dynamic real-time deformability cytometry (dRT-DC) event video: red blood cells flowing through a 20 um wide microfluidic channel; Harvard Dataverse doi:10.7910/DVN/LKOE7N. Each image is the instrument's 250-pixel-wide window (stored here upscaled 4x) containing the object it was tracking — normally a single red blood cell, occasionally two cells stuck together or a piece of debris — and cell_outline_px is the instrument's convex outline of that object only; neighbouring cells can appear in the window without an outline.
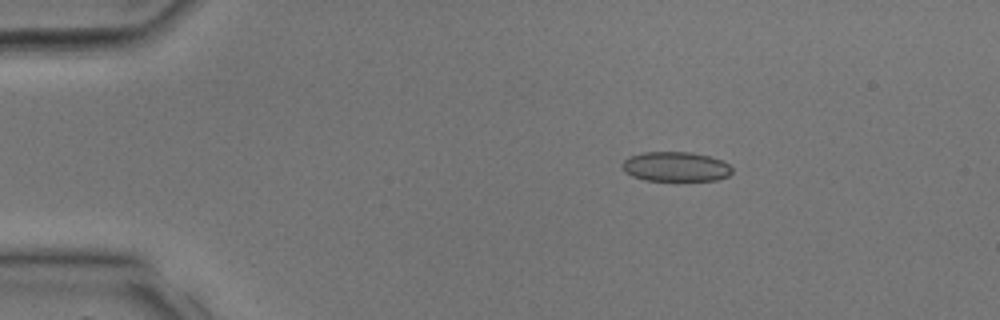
{"species": "common noctule bat (a hibernating species)", "species_latin": "Nyctalus noctula", "temperature_condition": "room temperature", "stored_images_in_passage": 3, "camera_frame_rate_fps": 3000, "um_per_image_px": 0.085, "animal": {"sex": "male", "body_mass_g": 17.9, "forearm_length_mm": 54.2}, "frame": {"image": 1, "passage_image": 2, "time_ms": 0.333, "image_size_px": [1000, 320], "cell_outline_px": [[732, 172], [728, 176], [716, 180], [644, 180], [632, 176], [624, 172], [620, 164], [628, 156], [644, 152], [692, 152], [708, 156], [720, 160], [728, 164], [732, 168]], "centroid_in_image_um": [57.38, 14.16], "position_along_channel_um": 27.6, "area_um2": 19.02}}